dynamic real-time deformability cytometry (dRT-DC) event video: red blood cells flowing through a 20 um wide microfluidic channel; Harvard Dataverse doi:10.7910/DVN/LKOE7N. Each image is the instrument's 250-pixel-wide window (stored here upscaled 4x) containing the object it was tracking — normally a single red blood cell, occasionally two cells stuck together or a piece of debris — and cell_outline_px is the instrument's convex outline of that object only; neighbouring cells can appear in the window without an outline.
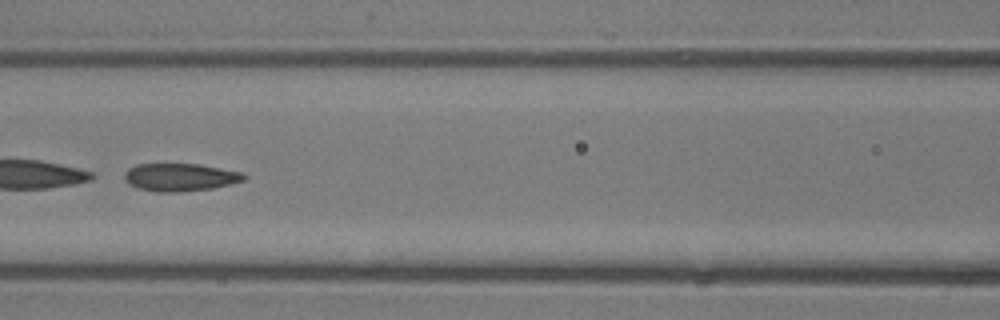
{"species": "common noctule bat (a hibernating species)", "species_latin": "Nyctalus noctula", "temperature_condition": "room temperature", "stored_images_in_passage": 42, "segment_of_instrument_passage": [2, 2], "camera_frame_rate_fps": 3000, "um_per_image_px": 0.085, "animal": {"sex": "male", "body_mass_g": 13.3}, "frame": {"image": 1, "passage_image": 19, "time_ms": 6.0, "image_size_px": [1000, 320], "cell_outline_px": [[248, 176], [244, 180], [212, 188], [180, 192], [156, 192], [136, 188], [128, 184], [124, 180], [124, 172], [128, 168], [136, 164], [200, 164], [244, 172]], "centroid_in_image_um": [15.29, 15.06], "position_along_channel_um": 151.3, "area_um2": 19.59}}
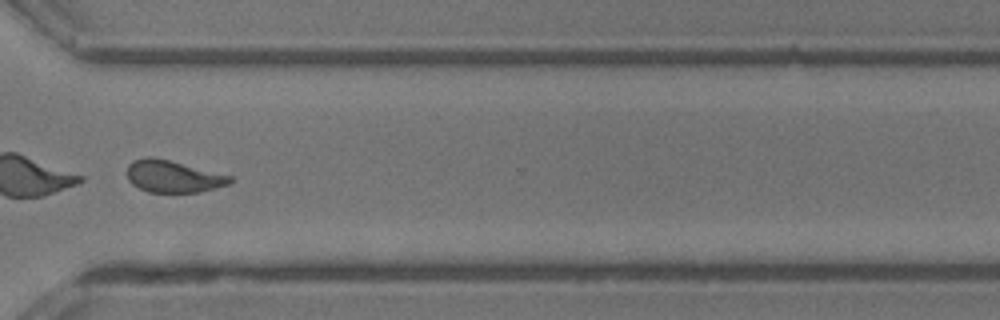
{"frame": {"image": 2, "passage_image": 32, "time_ms": 10.333, "image_size_px": [1000, 320], "cell_outline_px": [[236, 180], [228, 184], [200, 192], [148, 192], [132, 184], [128, 180], [128, 164], [132, 160], [148, 156], [152, 156], [236, 176]], "centroid_in_image_um": [14.77, 14.98], "position_along_channel_um": 355.8, "area_um2": 19.48}}